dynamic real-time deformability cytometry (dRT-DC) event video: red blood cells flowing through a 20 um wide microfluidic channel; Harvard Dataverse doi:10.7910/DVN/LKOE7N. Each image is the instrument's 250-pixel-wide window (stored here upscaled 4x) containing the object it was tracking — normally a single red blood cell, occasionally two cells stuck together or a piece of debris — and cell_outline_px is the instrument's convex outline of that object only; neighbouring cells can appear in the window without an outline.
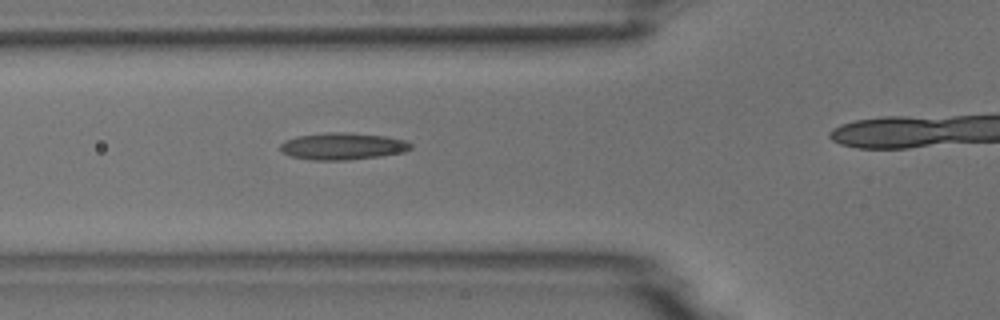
{"species": "common noctule bat (a hibernating species)", "species_latin": "Nyctalus noctula", "temperature_condition": "room temperature", "stored_images_in_passage": 5, "camera_frame_rate_fps": 3000, "um_per_image_px": 0.085, "animal": {"sex": "male", "body_mass_g": 18.8}, "frame": {"image": 1, "passage_image": 4, "time_ms": 3.333, "image_size_px": [1000, 320], "cell_outline_px": [[412, 148], [404, 152], [380, 156], [348, 160], [312, 160], [292, 156], [284, 152], [280, 148], [280, 144], [284, 140], [296, 136], [332, 132], [344, 132], [384, 136], [404, 140], [412, 144]], "centroid_in_image_um": [29.12, 12.43], "position_along_channel_um": 96.7, "area_um2": 20.35}}